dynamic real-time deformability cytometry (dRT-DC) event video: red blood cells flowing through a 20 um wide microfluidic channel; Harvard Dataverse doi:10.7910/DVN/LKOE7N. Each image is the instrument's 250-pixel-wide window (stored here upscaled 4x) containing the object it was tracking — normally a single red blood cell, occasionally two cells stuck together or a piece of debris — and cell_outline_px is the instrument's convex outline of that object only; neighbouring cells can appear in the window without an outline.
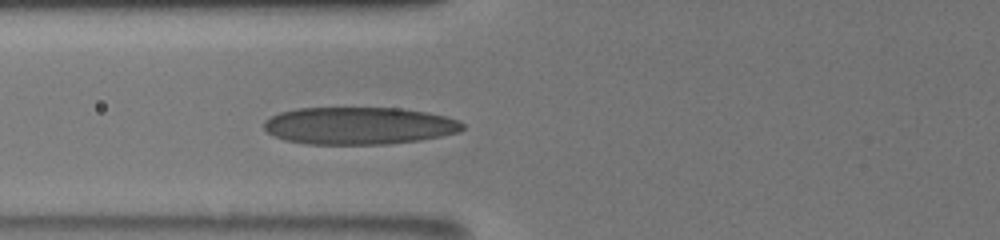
{"species": "human", "species_latin": "Homo sapiens", "temperature_condition": "room temperature", "stored_images_in_passage": 6, "camera_frame_rate_fps": 3000, "um_per_image_px": 0.085, "donor": {"sex": "male"}, "frame": {"image": 1, "passage_image": 4, "time_ms": 2.0, "image_size_px": [1000, 240], "cell_outline_px": [[464, 128], [460, 132], [420, 140], [388, 144], [308, 144], [284, 140], [268, 132], [264, 128], [264, 120], [280, 112], [296, 108], [400, 108], [428, 112], [444, 116], [456, 120], [464, 124]], "centroid_in_image_um": [30.51, 10.68], "position_along_channel_um": 95.3, "area_um2": 43.23}}
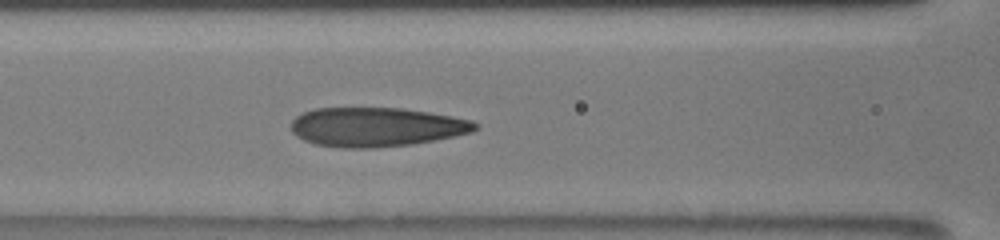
{"frame": {"image": 2, "passage_image": 6, "time_ms": 3.0, "image_size_px": [1000, 240], "cell_outline_px": [[480, 128], [472, 132], [412, 144], [376, 148], [340, 148], [316, 144], [304, 140], [296, 136], [292, 132], [292, 120], [296, 116], [304, 112], [316, 108], [404, 108], [452, 116], [472, 120], [480, 124]], "centroid_in_image_um": [31.99, 10.79], "position_along_channel_um": 134.6, "area_um2": 42.14}}